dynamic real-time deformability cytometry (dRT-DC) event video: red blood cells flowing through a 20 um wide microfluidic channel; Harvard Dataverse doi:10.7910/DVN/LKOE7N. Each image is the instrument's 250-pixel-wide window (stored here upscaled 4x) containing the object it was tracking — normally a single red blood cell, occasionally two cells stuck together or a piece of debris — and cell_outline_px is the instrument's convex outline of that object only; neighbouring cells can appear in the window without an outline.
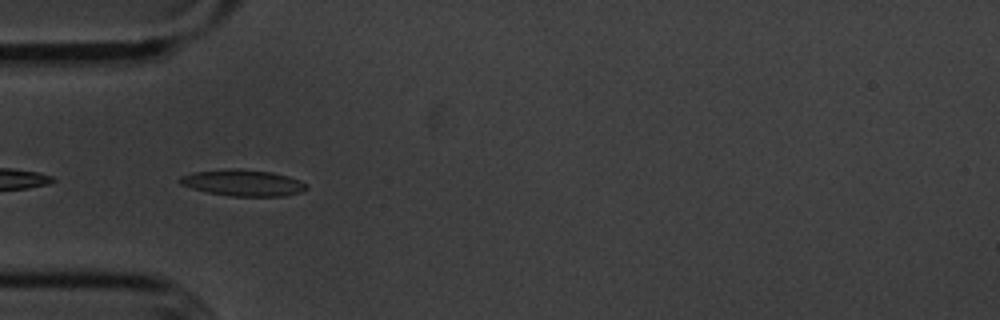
{"species": "common noctule bat (a hibernating species)", "species_latin": "Nyctalus noctula", "temperature_condition": "cold", "stored_images_in_passage": 11, "camera_frame_rate_fps": 3000, "um_per_image_px": 0.085, "animal": {"sex": "male", "body_mass_g": 20.1, "forearm_length_mm": 53.5}, "frame": {"image": 1, "passage_image": 2, "time_ms": 0.333, "image_size_px": [1000, 320], "cell_outline_px": [[308, 188], [300, 192], [284, 196], [232, 196], [208, 192], [192, 188], [180, 184], [176, 180], [180, 176], [192, 172], [232, 168], [240, 168], [272, 172], [288, 176], [300, 180], [308, 184]], "centroid_in_image_um": [20.65, 15.53], "position_along_channel_um": 64.4, "area_um2": 19.59}}
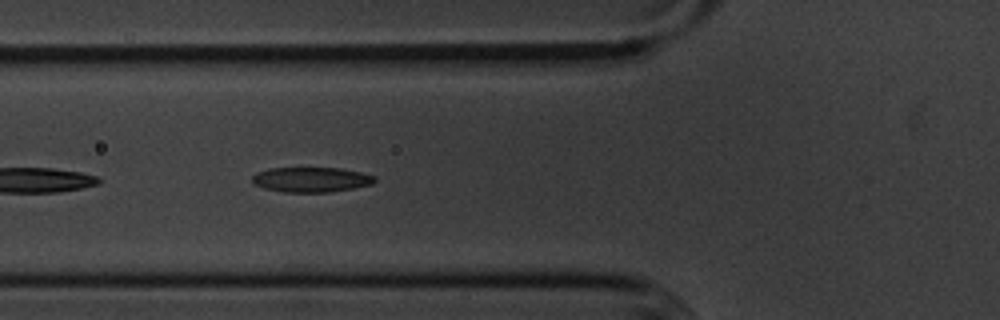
{"frame": {"image": 2, "passage_image": 5, "time_ms": 1.333, "image_size_px": [1000, 320], "cell_outline_px": [[376, 180], [372, 184], [352, 188], [328, 192], [280, 192], [264, 188], [252, 184], [252, 176], [256, 172], [268, 168], [340, 168], [360, 172], [376, 176]], "centroid_in_image_um": [26.4, 15.26], "position_along_channel_um": 99.4, "area_um2": 17.92}}